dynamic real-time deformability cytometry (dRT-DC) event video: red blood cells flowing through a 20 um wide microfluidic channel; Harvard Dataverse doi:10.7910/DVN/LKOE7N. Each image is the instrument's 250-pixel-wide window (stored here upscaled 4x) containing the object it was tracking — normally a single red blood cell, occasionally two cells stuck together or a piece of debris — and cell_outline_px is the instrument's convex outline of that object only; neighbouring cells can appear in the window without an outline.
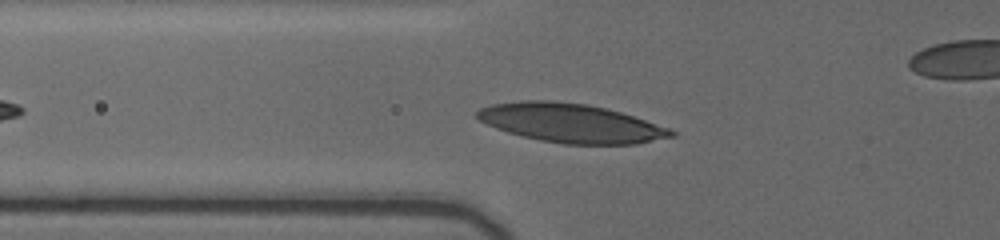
{"species": "human", "species_latin": "Homo sapiens", "temperature_condition": "cold", "stored_images_in_passage": 36, "camera_frame_rate_fps": 3000, "um_per_image_px": 0.085, "donor": {"sex": "female"}, "frame": {"image": 1, "passage_image": 7, "time_ms": 2.333, "image_size_px": [1000, 240], "cell_outline_px": [[676, 136], [636, 144], [564, 144], [540, 140], [508, 132], [496, 128], [480, 120], [476, 116], [476, 112], [480, 108], [492, 104], [524, 100], [552, 100], [588, 104], [620, 112], [668, 128], [676, 132]], "centroid_in_image_um": [48.51, 10.46], "position_along_channel_um": 77.3, "area_um2": 43.64}}
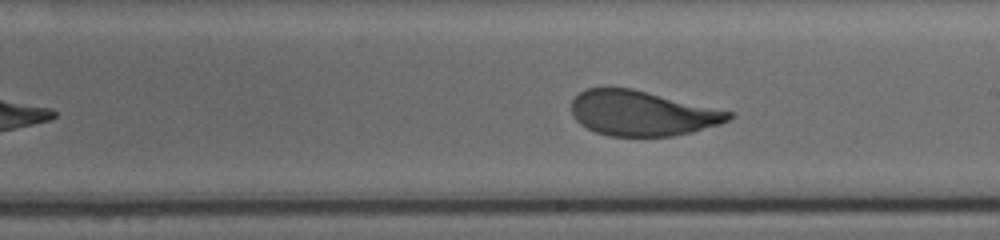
{"frame": {"image": 2, "passage_image": 19, "time_ms": 6.667, "image_size_px": [1000, 240], "cell_outline_px": [[736, 112], [728, 120], [720, 124], [692, 132], [672, 136], [608, 136], [596, 132], [580, 124], [572, 116], [572, 100], [580, 92], [588, 88], [632, 88]], "centroid_in_image_um": [54.6, 9.62], "position_along_channel_um": 234.4, "area_um2": 41.38}}
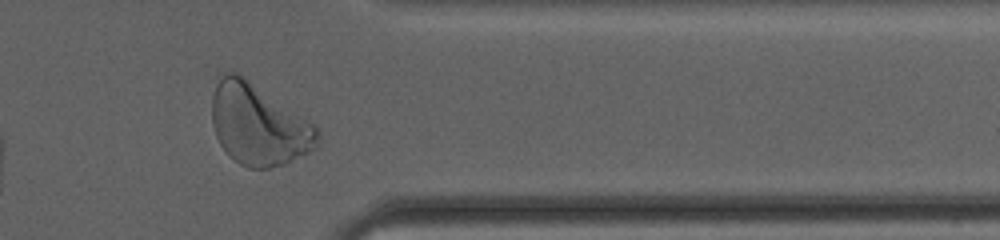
{"frame": {"image": 3, "passage_image": 31, "time_ms": 11.0, "image_size_px": [1000, 240], "cell_outline_px": [[320, 132], [316, 148], [284, 164], [268, 168], [248, 168], [240, 164], [220, 144], [216, 136], [212, 124], [212, 96], [220, 72], [236, 72], [244, 76], [316, 124]], "centroid_in_image_um": [21.98, 10.56], "position_along_channel_um": 389.4, "area_um2": 50.05}, "authors_computed_cell_mechanics": {"area_um2": 42.8009, "velocity_mm_per_s": 3.6632, "shape_relaxation_time_tau1_ms": 3.2115, "shape_relaxation_time_tau2_ms": null, "deformation_change_tau1": 0.1434, "deformation_change_tau2": null}}